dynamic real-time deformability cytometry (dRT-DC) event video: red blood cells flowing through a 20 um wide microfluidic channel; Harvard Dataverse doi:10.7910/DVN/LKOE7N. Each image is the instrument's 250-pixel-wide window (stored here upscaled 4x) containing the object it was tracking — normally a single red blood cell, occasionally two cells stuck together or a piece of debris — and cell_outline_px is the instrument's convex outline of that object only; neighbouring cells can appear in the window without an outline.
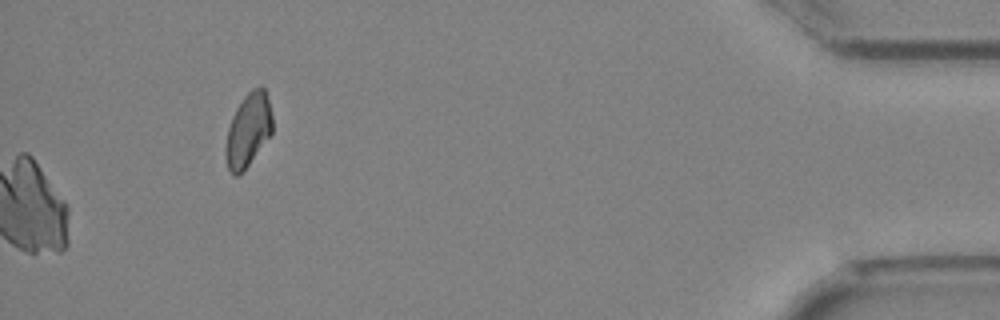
{"species": "Egyptian fruit bat (a non-hibernating species)", "species_latin": "Rousettus aegyptiacus", "temperature_condition": "cold", "stored_images_in_passage": 46, "camera_frame_rate_fps": 3000, "um_per_image_px": 0.085, "animal": {"sex": "female"}, "frame": {"image": 1, "passage_image": 46, "time_ms": 15.0, "image_size_px": [1000, 320], "cell_outline_px": [[272, 132], [244, 172], [236, 176], [232, 176], [228, 168], [224, 152], [224, 148], [228, 128], [232, 116], [236, 108], [244, 96], [252, 88], [264, 88], [268, 100], [272, 116]], "centroid_in_image_um": [21.07, 11.11], "position_along_channel_um": 414.1, "area_um2": 20.06}}